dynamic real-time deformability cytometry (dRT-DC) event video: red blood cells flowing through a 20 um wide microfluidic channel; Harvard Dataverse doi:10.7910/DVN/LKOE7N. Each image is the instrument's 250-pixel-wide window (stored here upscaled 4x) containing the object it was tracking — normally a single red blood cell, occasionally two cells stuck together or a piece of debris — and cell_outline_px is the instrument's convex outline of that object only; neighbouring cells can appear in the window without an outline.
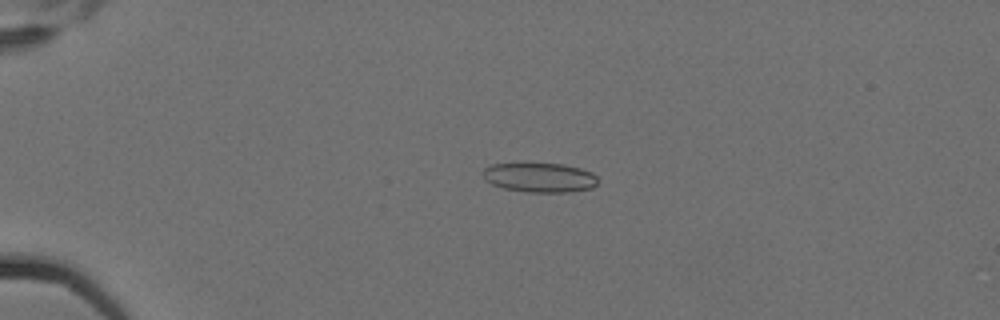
{"species": "Egyptian fruit bat (a non-hibernating species)", "species_latin": "Rousettus aegyptiacus", "temperature_condition": "cold", "stored_images_in_passage": 7, "segment_of_instrument_passage": [1, 2], "camera_frame_rate_fps": 3000, "um_per_image_px": 0.085, "animal": {"sex": "female"}, "frame": {"image": 1, "passage_image": 5, "time_ms": 1.333, "image_size_px": [1000, 320], "cell_outline_px": [[596, 184], [592, 188], [568, 192], [524, 192], [504, 188], [492, 184], [484, 180], [480, 172], [484, 168], [492, 164], [564, 164], [580, 168], [592, 172], [596, 176]], "centroid_in_image_um": [45.83, 15.09], "position_along_channel_um": 39.2, "area_um2": 19.77}}